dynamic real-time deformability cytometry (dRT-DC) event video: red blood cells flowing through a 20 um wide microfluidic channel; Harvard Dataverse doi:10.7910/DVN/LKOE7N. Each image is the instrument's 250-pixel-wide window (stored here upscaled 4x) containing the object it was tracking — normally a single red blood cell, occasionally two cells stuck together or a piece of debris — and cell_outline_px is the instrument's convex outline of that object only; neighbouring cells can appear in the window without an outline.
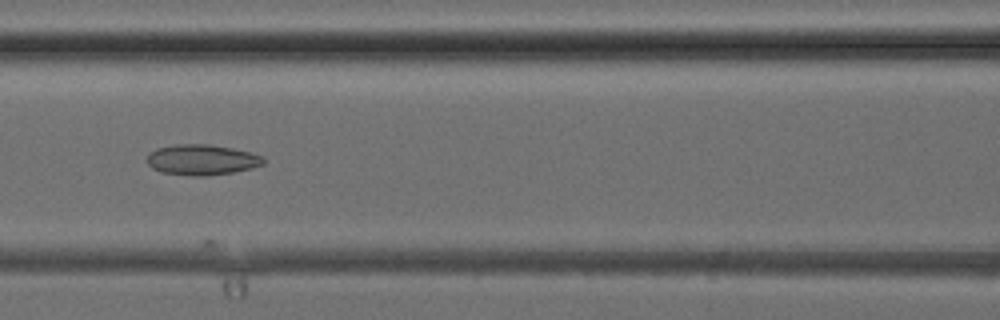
{"species": "common noctule bat (a hibernating species)", "species_latin": "Nyctalus noctula", "temperature_condition": "cold", "stored_images_in_passage": 3, "camera_frame_rate_fps": 3000, "um_per_image_px": 0.085, "animal": {"sex": "female", "body_mass_g": 24.6, "forearm_length_mm": 56.2}, "frame": {"image": 1, "passage_image": 3, "time_ms": 3.0, "image_size_px": [1000, 320], "cell_outline_px": [[264, 164], [252, 168], [232, 172], [208, 176], [196, 176], [160, 172], [152, 168], [148, 164], [148, 152], [156, 148], [176, 144], [208, 144], [232, 148], [252, 152], [264, 156]], "centroid_in_image_um": [17.16, 13.57], "position_along_channel_um": 149.4, "area_um2": 20.87}}